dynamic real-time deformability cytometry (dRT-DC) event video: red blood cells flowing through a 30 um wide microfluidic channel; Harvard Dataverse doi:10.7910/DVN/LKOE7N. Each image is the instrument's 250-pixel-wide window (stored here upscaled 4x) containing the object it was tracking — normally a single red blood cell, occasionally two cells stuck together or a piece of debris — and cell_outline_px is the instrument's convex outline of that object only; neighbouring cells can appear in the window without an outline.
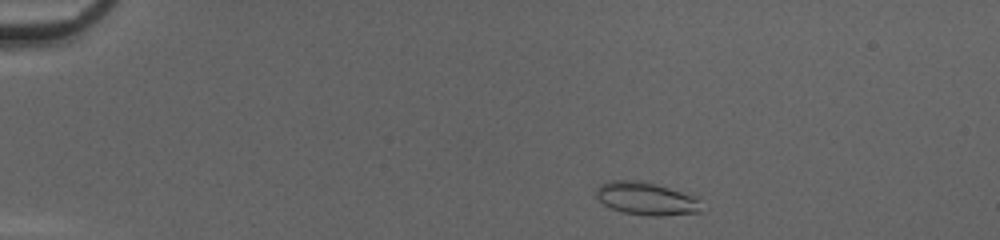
{"species": "common noctule bat (a hibernating species)", "species_latin": "Nyctalus noctula", "temperature_condition": "cold", "stored_images_in_passage": 43, "camera_frame_rate_fps": 3000, "um_per_image_px": 0.085, "animal": {"sex": "female", "body_mass_g": 20.0, "forearm_length_mm": 54.0}, "frame": {"image": 1, "passage_image": 2, "time_ms": 0.333, "image_size_px": [1000, 240], "cell_outline_px": [[704, 212], [660, 216], [644, 216], [624, 212], [612, 208], [604, 204], [596, 196], [596, 188], [600, 184], [612, 180], [636, 180], [656, 184], [696, 196]], "centroid_in_image_um": [54.95, 16.89], "position_along_channel_um": 30.0, "area_um2": 20.23}}
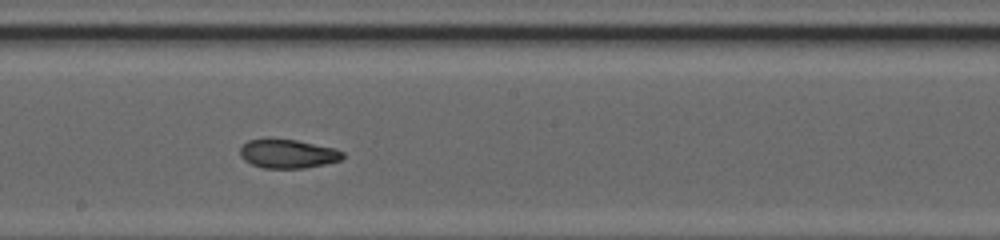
{"frame": {"image": 2, "passage_image": 22, "time_ms": 7.0, "image_size_px": [1000, 240], "cell_outline_px": [[344, 156], [340, 160], [324, 164], [304, 168], [264, 168], [252, 164], [244, 160], [240, 156], [240, 148], [248, 140], [296, 140], [336, 148], [344, 152]], "centroid_in_image_um": [24.49, 13.08], "position_along_channel_um": 223.7, "area_um2": 16.99}}
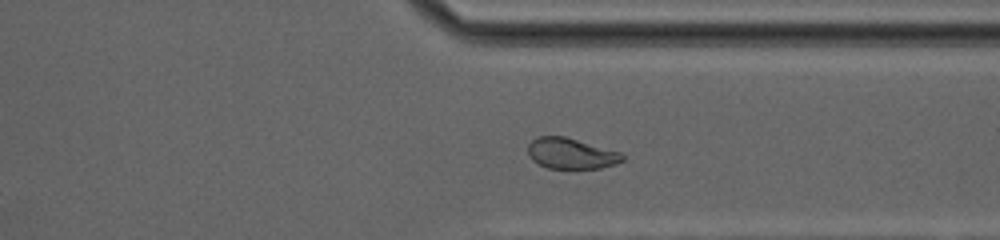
{"frame": {"image": 3, "passage_image": 32, "time_ms": 10.333, "image_size_px": [1000, 240], "cell_outline_px": [[624, 160], [616, 164], [600, 168], [548, 168], [532, 160], [528, 152], [528, 144], [536, 136], [564, 136], [620, 152], [624, 156]], "centroid_in_image_um": [48.53, 13.04], "position_along_channel_um": 362.9, "area_um2": 16.82}, "authors_computed_cell_mechanics": {"area_um2": 18.4382, "velocity_mm_per_s": 4.1746, "shape_relaxation_time_tau1_ms": 10.9483, "shape_relaxation_time_tau2_ms": 2.295, "deformation_change_tau1": 0.2092, "deformation_change_tau2": 0.0876}}